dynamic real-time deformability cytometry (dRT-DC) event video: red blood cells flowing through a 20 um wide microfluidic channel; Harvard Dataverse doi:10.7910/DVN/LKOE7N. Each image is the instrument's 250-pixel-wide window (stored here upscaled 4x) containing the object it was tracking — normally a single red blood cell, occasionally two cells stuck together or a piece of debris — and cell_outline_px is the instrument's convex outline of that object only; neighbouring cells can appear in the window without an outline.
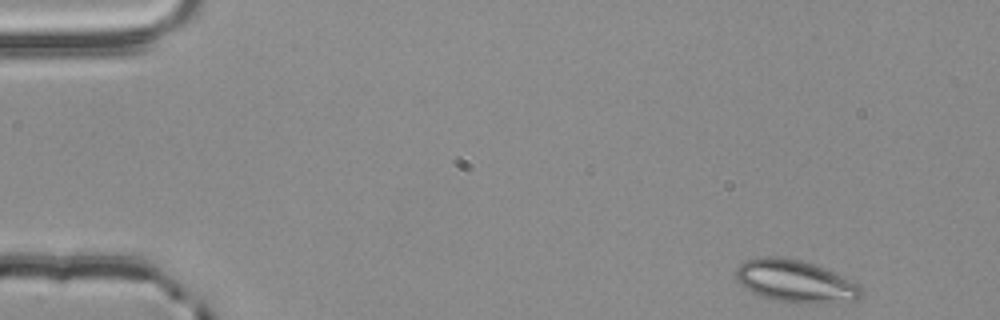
{"species": "common noctule bat (a hibernating species)", "species_latin": "Nyctalus noctula", "temperature_condition": "room temperature", "stored_images_in_passage": 51, "camera_frame_rate_fps": 3000, "um_per_image_px": 0.085, "animal": {"sex": "male", "body_mass_g": 20.4}, "frame": {"image": 1, "passage_image": 1, "time_ms": 0.0, "image_size_px": [1000, 320], "cell_outline_px": [[864, 292], [856, 300], [816, 304], [784, 304], [752, 292], [744, 288], [736, 280], [736, 268], [744, 260], [760, 256], [776, 256], [800, 260], [836, 272], [860, 284], [864, 288]], "centroid_in_image_um": [67.61, 23.93], "position_along_channel_um": 17.4, "area_um2": 31.67}}
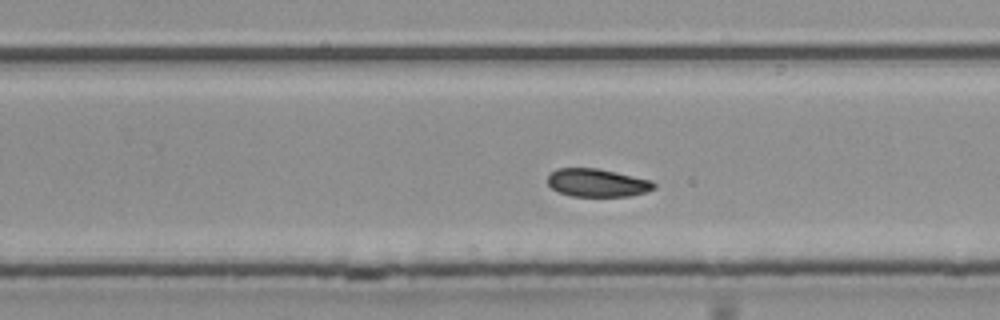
{"frame": {"image": 2, "passage_image": 31, "time_ms": 10.0, "image_size_px": [1000, 320], "cell_outline_px": [[656, 188], [644, 192], [628, 196], [572, 196], [560, 192], [552, 188], [548, 184], [548, 176], [556, 168], [596, 168], [616, 172], [652, 180], [656, 184]], "centroid_in_image_um": [50.78, 15.53], "position_along_channel_um": 279.0, "area_um2": 17.28}}
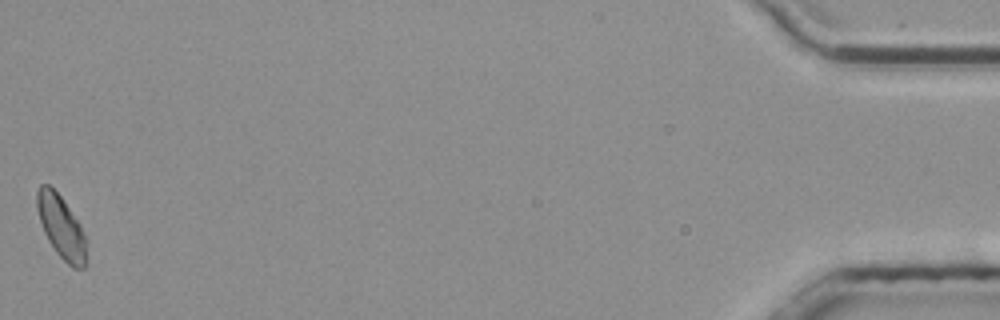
{"frame": {"image": 3, "passage_image": 51, "time_ms": 16.667, "image_size_px": [1000, 320], "cell_outline_px": [[88, 244], [84, 268], [72, 268], [56, 252], [48, 240], [44, 232], [36, 208], [36, 192], [40, 184], [48, 184], [64, 200], [80, 224], [88, 240]], "centroid_in_image_um": [5.22, 19.3], "position_along_channel_um": 430.0, "area_um2": 18.26}, "authors_computed_cell_mechanics": {"area_um2": 18.207, "velocity_mm_per_s": 3.7908, "shape_relaxation_time_tau1_ms": 4.2236, "shape_relaxation_time_tau2_ms": null, "deformation_change_tau1": 0.0942, "deformation_change_tau2": null}}